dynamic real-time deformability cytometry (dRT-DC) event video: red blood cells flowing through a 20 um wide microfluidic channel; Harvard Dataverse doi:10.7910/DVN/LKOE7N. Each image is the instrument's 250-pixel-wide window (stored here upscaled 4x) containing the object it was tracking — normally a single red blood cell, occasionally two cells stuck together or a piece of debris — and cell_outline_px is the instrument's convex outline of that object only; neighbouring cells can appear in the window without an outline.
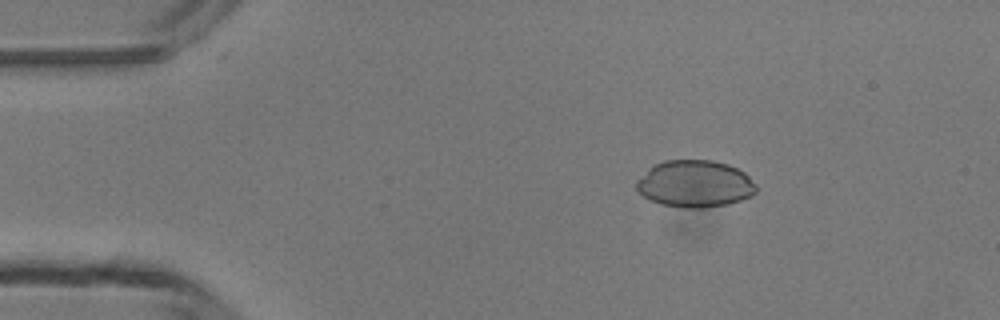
{"species": "common noctule bat (a hibernating species)", "species_latin": "Nyctalus noctula", "temperature_condition": "room temperature", "stored_images_in_passage": 6, "camera_frame_rate_fps": 3000, "um_per_image_px": 0.085, "animal": {"sex": "male", "body_mass_g": 13.3}, "frame": {"image": 1, "passage_image": 3, "time_ms": 2.333, "image_size_px": [1000, 320], "cell_outline_px": [[756, 192], [752, 196], [728, 204], [704, 208], [684, 208], [660, 204], [644, 196], [636, 188], [636, 180], [648, 168], [664, 160], [712, 160], [728, 164], [744, 172], [756, 184]], "centroid_in_image_um": [59.07, 15.62], "position_along_channel_um": 25.9, "area_um2": 32.89}}
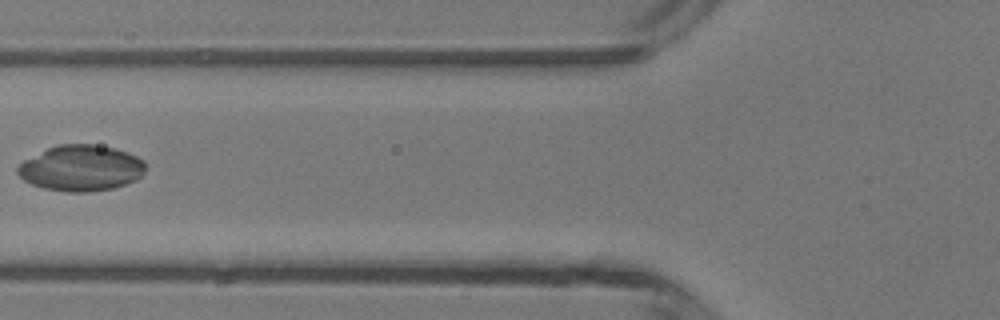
{"frame": {"image": 2, "passage_image": 6, "time_ms": 6.0, "image_size_px": [1000, 320], "cell_outline_px": [[144, 172], [136, 180], [112, 188], [88, 192], [64, 192], [44, 188], [32, 184], [24, 180], [16, 172], [16, 168], [24, 160], [56, 144], [92, 144], [116, 148], [128, 152], [144, 160]], "centroid_in_image_um": [6.88, 14.28], "position_along_channel_um": 118.9, "area_um2": 34.16}}